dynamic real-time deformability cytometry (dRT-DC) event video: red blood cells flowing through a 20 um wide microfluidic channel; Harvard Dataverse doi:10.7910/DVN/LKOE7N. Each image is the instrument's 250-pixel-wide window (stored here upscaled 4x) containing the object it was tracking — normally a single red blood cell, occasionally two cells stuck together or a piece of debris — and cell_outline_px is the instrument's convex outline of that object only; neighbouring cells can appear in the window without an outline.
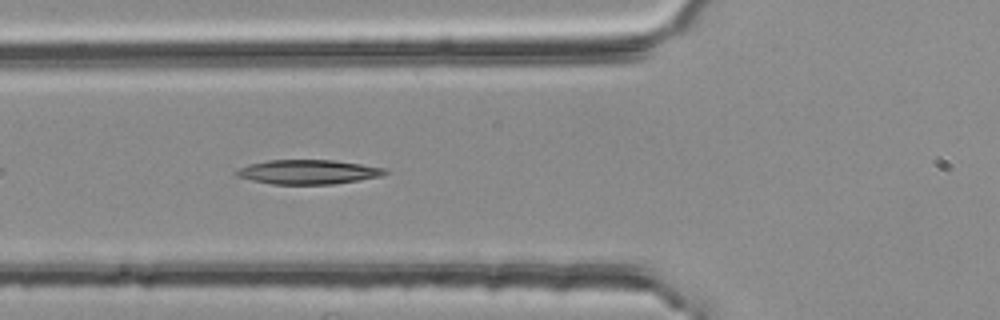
{"species": "common noctule bat (a hibernating species)", "species_latin": "Nyctalus noctula", "temperature_condition": "room temperature", "stored_images_in_passage": 34, "camera_frame_rate_fps": 3000, "um_per_image_px": 0.085, "animal": {"sex": "female", "body_mass_g": 25.1}, "frame": {"image": 1, "passage_image": 5, "time_ms": 1.333, "image_size_px": [1000, 320], "cell_outline_px": [[388, 172], [380, 176], [332, 184], [272, 184], [252, 180], [236, 176], [232, 172], [248, 164], [268, 160], [332, 160], [388, 168]], "centroid_in_image_um": [26.15, 14.61], "position_along_channel_um": 99.6, "area_um2": 20.98}}
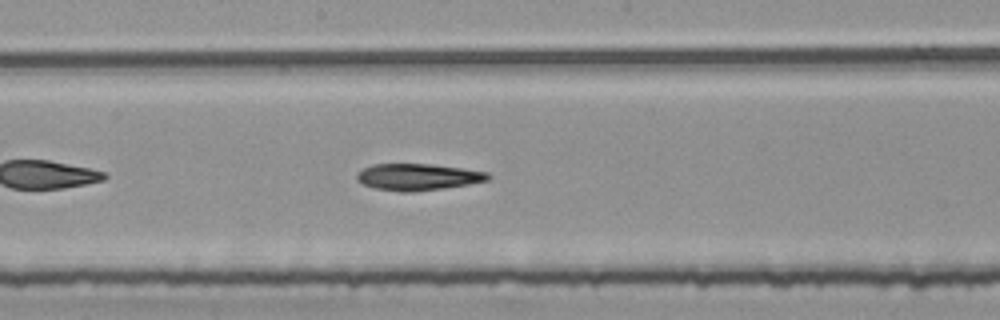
{"frame": {"image": 2, "passage_image": 14, "time_ms": 4.333, "image_size_px": [1000, 320], "cell_outline_px": [[492, 176], [488, 180], [468, 184], [444, 188], [412, 192], [400, 192], [376, 188], [364, 184], [356, 180], [356, 176], [364, 168], [372, 164], [432, 164], [488, 172]], "centroid_in_image_um": [35.53, 15.04], "position_along_channel_um": 212.7, "area_um2": 20.23}}
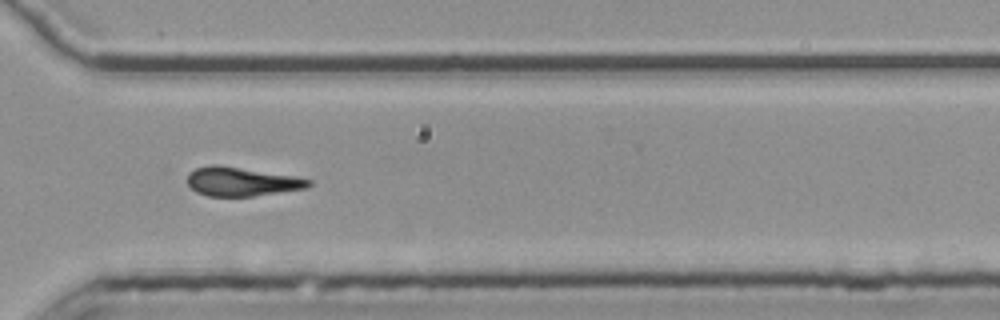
{"frame": {"image": 3, "passage_image": 25, "time_ms": 8.0, "image_size_px": [1000, 320], "cell_outline_px": [[312, 184], [308, 188], [252, 196], [208, 196], [196, 192], [188, 184], [188, 172], [196, 168], [212, 164], [216, 164], [296, 176], [312, 180]], "centroid_in_image_um": [20.55, 15.43], "position_along_channel_um": 350.1, "area_um2": 20.46}, "authors_computed_cell_mechanics": {"area_um2": 20.6346, "velocity_mm_per_s": 3.7589, "shape_relaxation_time_tau1_ms": 7.144, "shape_relaxation_time_tau2_ms": null, "deformation_change_tau1": 0.1626, "deformation_change_tau2": null}}